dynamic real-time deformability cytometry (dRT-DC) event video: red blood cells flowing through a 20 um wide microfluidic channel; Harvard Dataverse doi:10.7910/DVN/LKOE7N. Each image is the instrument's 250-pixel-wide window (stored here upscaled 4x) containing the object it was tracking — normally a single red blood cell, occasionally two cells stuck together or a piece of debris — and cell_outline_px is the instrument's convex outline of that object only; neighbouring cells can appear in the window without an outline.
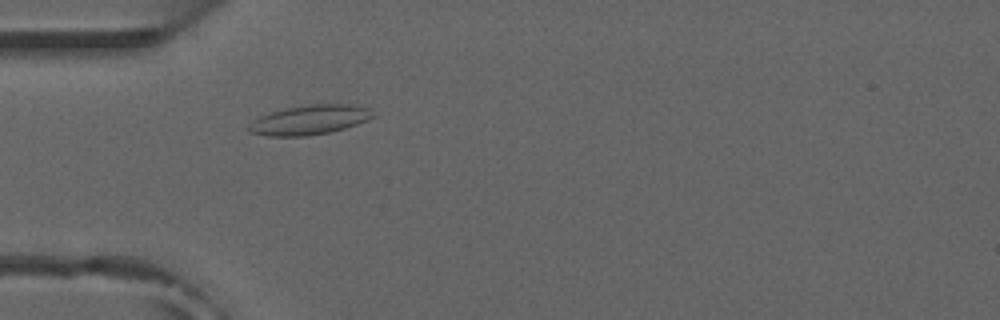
{"species": "common noctule bat (a hibernating species)", "species_latin": "Nyctalus noctula", "temperature_condition": "room temperature", "stored_images_in_passage": 51, "camera_frame_rate_fps": 3000, "um_per_image_px": 0.085, "animal": {"sex": "male", "forearm_length_mm": 52.5}, "frame": {"image": 1, "passage_image": 15, "time_ms": 4.667, "image_size_px": [1000, 320], "cell_outline_px": [[376, 116], [368, 120], [344, 128], [328, 132], [308, 136], [268, 136], [248, 132], [248, 128], [260, 116], [272, 112], [288, 108], [308, 104], [356, 104], [368, 108]], "centroid_in_image_um": [26.37, 10.18], "position_along_channel_um": 58.6, "area_um2": 21.15}}
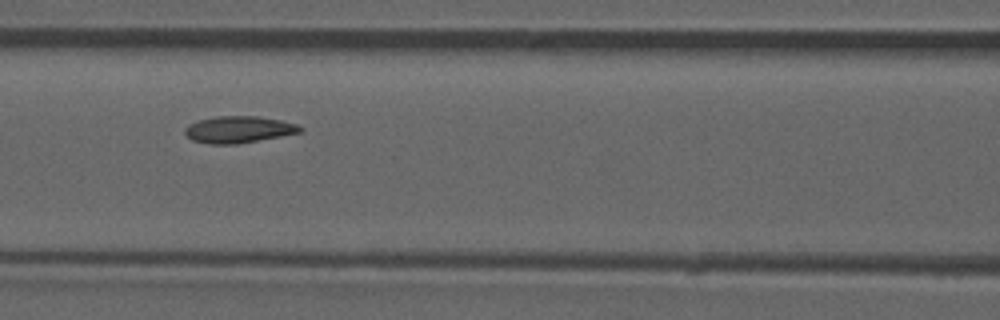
{"frame": {"image": 2, "passage_image": 22, "time_ms": 7.0, "image_size_px": [1000, 320], "cell_outline_px": [[304, 128], [300, 132], [280, 136], [236, 144], [208, 144], [192, 140], [184, 132], [184, 128], [188, 124], [200, 120], [216, 116], [260, 116], [280, 120], [296, 124]], "centroid_in_image_um": [20.26, 11.0], "position_along_channel_um": 146.3, "area_um2": 17.86}, "authors_computed_cell_mechanics": {"area_um2": 17.8024, "velocity_mm_per_s": 3.9146, "shape_relaxation_time_tau1_ms": 11.0839, "shape_relaxation_time_tau2_ms": 5.0902, "deformation_change_tau1": 0.193, "deformation_change_tau2": 0.1016}}